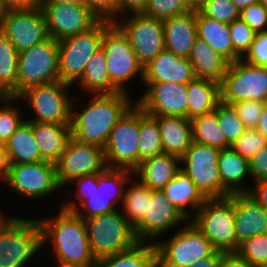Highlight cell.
I'll list each match as a JSON object with an SVG mask.
<instances>
[{
  "label": "cell",
  "instance_id": "8fae6325",
  "mask_svg": "<svg viewBox=\"0 0 267 267\" xmlns=\"http://www.w3.org/2000/svg\"><path fill=\"white\" fill-rule=\"evenodd\" d=\"M59 81L58 41L49 37L18 56L17 97L26 89Z\"/></svg>",
  "mask_w": 267,
  "mask_h": 267
},
{
  "label": "cell",
  "instance_id": "7c38bea8",
  "mask_svg": "<svg viewBox=\"0 0 267 267\" xmlns=\"http://www.w3.org/2000/svg\"><path fill=\"white\" fill-rule=\"evenodd\" d=\"M101 48L108 64L110 83L119 92L129 94L126 85L137 75L143 82L144 68L139 63L128 37L115 23L105 30Z\"/></svg>",
  "mask_w": 267,
  "mask_h": 267
},
{
  "label": "cell",
  "instance_id": "277c9868",
  "mask_svg": "<svg viewBox=\"0 0 267 267\" xmlns=\"http://www.w3.org/2000/svg\"><path fill=\"white\" fill-rule=\"evenodd\" d=\"M42 248V229L38 219H21L5 214L0 220V267H26Z\"/></svg>",
  "mask_w": 267,
  "mask_h": 267
},
{
  "label": "cell",
  "instance_id": "e575fe53",
  "mask_svg": "<svg viewBox=\"0 0 267 267\" xmlns=\"http://www.w3.org/2000/svg\"><path fill=\"white\" fill-rule=\"evenodd\" d=\"M156 248L153 242H138L128 250L103 256L96 267H156Z\"/></svg>",
  "mask_w": 267,
  "mask_h": 267
},
{
  "label": "cell",
  "instance_id": "b9f144b4",
  "mask_svg": "<svg viewBox=\"0 0 267 267\" xmlns=\"http://www.w3.org/2000/svg\"><path fill=\"white\" fill-rule=\"evenodd\" d=\"M188 11H191V9L185 0H148L141 14L163 21Z\"/></svg>",
  "mask_w": 267,
  "mask_h": 267
},
{
  "label": "cell",
  "instance_id": "74e56055",
  "mask_svg": "<svg viewBox=\"0 0 267 267\" xmlns=\"http://www.w3.org/2000/svg\"><path fill=\"white\" fill-rule=\"evenodd\" d=\"M139 165L146 159L164 153L157 115L140 108V133L138 140Z\"/></svg>",
  "mask_w": 267,
  "mask_h": 267
},
{
  "label": "cell",
  "instance_id": "ee69618b",
  "mask_svg": "<svg viewBox=\"0 0 267 267\" xmlns=\"http://www.w3.org/2000/svg\"><path fill=\"white\" fill-rule=\"evenodd\" d=\"M266 145L267 139L256 128H247L230 147L243 158L251 160Z\"/></svg>",
  "mask_w": 267,
  "mask_h": 267
},
{
  "label": "cell",
  "instance_id": "7402d4cb",
  "mask_svg": "<svg viewBox=\"0 0 267 267\" xmlns=\"http://www.w3.org/2000/svg\"><path fill=\"white\" fill-rule=\"evenodd\" d=\"M237 243L267 233V210L247 193H234Z\"/></svg>",
  "mask_w": 267,
  "mask_h": 267
},
{
  "label": "cell",
  "instance_id": "680465c9",
  "mask_svg": "<svg viewBox=\"0 0 267 267\" xmlns=\"http://www.w3.org/2000/svg\"><path fill=\"white\" fill-rule=\"evenodd\" d=\"M221 255L222 252L215 251L211 256L202 258L201 260H198L187 267H218Z\"/></svg>",
  "mask_w": 267,
  "mask_h": 267
},
{
  "label": "cell",
  "instance_id": "ac0fdd59",
  "mask_svg": "<svg viewBox=\"0 0 267 267\" xmlns=\"http://www.w3.org/2000/svg\"><path fill=\"white\" fill-rule=\"evenodd\" d=\"M0 32L19 53L49 38L43 11L38 6L6 10L0 19Z\"/></svg>",
  "mask_w": 267,
  "mask_h": 267
},
{
  "label": "cell",
  "instance_id": "1f68e13d",
  "mask_svg": "<svg viewBox=\"0 0 267 267\" xmlns=\"http://www.w3.org/2000/svg\"><path fill=\"white\" fill-rule=\"evenodd\" d=\"M187 118L214 111L221 101L220 84L201 78H194L187 84Z\"/></svg>",
  "mask_w": 267,
  "mask_h": 267
},
{
  "label": "cell",
  "instance_id": "5bb4252c",
  "mask_svg": "<svg viewBox=\"0 0 267 267\" xmlns=\"http://www.w3.org/2000/svg\"><path fill=\"white\" fill-rule=\"evenodd\" d=\"M221 101L236 103L255 100L267 103V67L238 59L231 62L220 84Z\"/></svg>",
  "mask_w": 267,
  "mask_h": 267
},
{
  "label": "cell",
  "instance_id": "4dcf8cb0",
  "mask_svg": "<svg viewBox=\"0 0 267 267\" xmlns=\"http://www.w3.org/2000/svg\"><path fill=\"white\" fill-rule=\"evenodd\" d=\"M217 166L222 185L231 193H247L249 186L243 187L246 176H251L249 160L243 158L231 147L220 151Z\"/></svg>",
  "mask_w": 267,
  "mask_h": 267
},
{
  "label": "cell",
  "instance_id": "db71d44e",
  "mask_svg": "<svg viewBox=\"0 0 267 267\" xmlns=\"http://www.w3.org/2000/svg\"><path fill=\"white\" fill-rule=\"evenodd\" d=\"M254 183L255 186L251 185L247 194L267 210V179Z\"/></svg>",
  "mask_w": 267,
  "mask_h": 267
},
{
  "label": "cell",
  "instance_id": "e0dca14e",
  "mask_svg": "<svg viewBox=\"0 0 267 267\" xmlns=\"http://www.w3.org/2000/svg\"><path fill=\"white\" fill-rule=\"evenodd\" d=\"M55 165L57 180L61 188L75 178L101 173L107 168L103 147L84 143L73 137Z\"/></svg>",
  "mask_w": 267,
  "mask_h": 267
},
{
  "label": "cell",
  "instance_id": "44dd1931",
  "mask_svg": "<svg viewBox=\"0 0 267 267\" xmlns=\"http://www.w3.org/2000/svg\"><path fill=\"white\" fill-rule=\"evenodd\" d=\"M41 10L48 35L56 41L85 32L99 20L87 6L53 4Z\"/></svg>",
  "mask_w": 267,
  "mask_h": 267
},
{
  "label": "cell",
  "instance_id": "8992f818",
  "mask_svg": "<svg viewBox=\"0 0 267 267\" xmlns=\"http://www.w3.org/2000/svg\"><path fill=\"white\" fill-rule=\"evenodd\" d=\"M110 20L99 19L91 28L80 34L58 41L59 80L74 85L81 78L92 55L101 48Z\"/></svg>",
  "mask_w": 267,
  "mask_h": 267
},
{
  "label": "cell",
  "instance_id": "03108f58",
  "mask_svg": "<svg viewBox=\"0 0 267 267\" xmlns=\"http://www.w3.org/2000/svg\"><path fill=\"white\" fill-rule=\"evenodd\" d=\"M5 12H6V10H5L3 4H2L1 1H0V19H1L2 15H3Z\"/></svg>",
  "mask_w": 267,
  "mask_h": 267
},
{
  "label": "cell",
  "instance_id": "ab89813d",
  "mask_svg": "<svg viewBox=\"0 0 267 267\" xmlns=\"http://www.w3.org/2000/svg\"><path fill=\"white\" fill-rule=\"evenodd\" d=\"M17 101V97L0 96V103L3 104L0 106V143L5 144L25 120L21 109L18 110V107L13 105V102Z\"/></svg>",
  "mask_w": 267,
  "mask_h": 267
},
{
  "label": "cell",
  "instance_id": "7bdbcfd3",
  "mask_svg": "<svg viewBox=\"0 0 267 267\" xmlns=\"http://www.w3.org/2000/svg\"><path fill=\"white\" fill-rule=\"evenodd\" d=\"M236 253L251 266L267 262V233L246 239L239 244Z\"/></svg>",
  "mask_w": 267,
  "mask_h": 267
},
{
  "label": "cell",
  "instance_id": "7dc6e473",
  "mask_svg": "<svg viewBox=\"0 0 267 267\" xmlns=\"http://www.w3.org/2000/svg\"><path fill=\"white\" fill-rule=\"evenodd\" d=\"M233 106L238 117L242 120L246 128H256L259 118L263 112L266 102L255 100L239 101L236 103H228Z\"/></svg>",
  "mask_w": 267,
  "mask_h": 267
},
{
  "label": "cell",
  "instance_id": "003e7915",
  "mask_svg": "<svg viewBox=\"0 0 267 267\" xmlns=\"http://www.w3.org/2000/svg\"><path fill=\"white\" fill-rule=\"evenodd\" d=\"M252 267H267V262L258 263V264L253 265Z\"/></svg>",
  "mask_w": 267,
  "mask_h": 267
},
{
  "label": "cell",
  "instance_id": "9f6ffc18",
  "mask_svg": "<svg viewBox=\"0 0 267 267\" xmlns=\"http://www.w3.org/2000/svg\"><path fill=\"white\" fill-rule=\"evenodd\" d=\"M10 167L11 162L7 148L4 143H0V181L6 180Z\"/></svg>",
  "mask_w": 267,
  "mask_h": 267
},
{
  "label": "cell",
  "instance_id": "11a10c76",
  "mask_svg": "<svg viewBox=\"0 0 267 267\" xmlns=\"http://www.w3.org/2000/svg\"><path fill=\"white\" fill-rule=\"evenodd\" d=\"M218 267H252L244 258L237 253H222Z\"/></svg>",
  "mask_w": 267,
  "mask_h": 267
},
{
  "label": "cell",
  "instance_id": "e7e4bbea",
  "mask_svg": "<svg viewBox=\"0 0 267 267\" xmlns=\"http://www.w3.org/2000/svg\"><path fill=\"white\" fill-rule=\"evenodd\" d=\"M56 266L54 267H78V266H75V265H70V264H64V263H60V262H56Z\"/></svg>",
  "mask_w": 267,
  "mask_h": 267
},
{
  "label": "cell",
  "instance_id": "9c48e42d",
  "mask_svg": "<svg viewBox=\"0 0 267 267\" xmlns=\"http://www.w3.org/2000/svg\"><path fill=\"white\" fill-rule=\"evenodd\" d=\"M72 85L56 81L24 90L17 98L31 107L34 116L29 122L71 124L72 99L68 88Z\"/></svg>",
  "mask_w": 267,
  "mask_h": 267
},
{
  "label": "cell",
  "instance_id": "f6af8a7d",
  "mask_svg": "<svg viewBox=\"0 0 267 267\" xmlns=\"http://www.w3.org/2000/svg\"><path fill=\"white\" fill-rule=\"evenodd\" d=\"M199 11L208 18L227 24L240 18L239 9L230 0H209Z\"/></svg>",
  "mask_w": 267,
  "mask_h": 267
},
{
  "label": "cell",
  "instance_id": "d4e9b609",
  "mask_svg": "<svg viewBox=\"0 0 267 267\" xmlns=\"http://www.w3.org/2000/svg\"><path fill=\"white\" fill-rule=\"evenodd\" d=\"M188 59L196 78L207 79L219 84H221L231 63L199 37L195 39Z\"/></svg>",
  "mask_w": 267,
  "mask_h": 267
},
{
  "label": "cell",
  "instance_id": "91938a15",
  "mask_svg": "<svg viewBox=\"0 0 267 267\" xmlns=\"http://www.w3.org/2000/svg\"><path fill=\"white\" fill-rule=\"evenodd\" d=\"M53 4H73V5L86 6V0H38L37 2V6L39 8Z\"/></svg>",
  "mask_w": 267,
  "mask_h": 267
},
{
  "label": "cell",
  "instance_id": "ffe728a7",
  "mask_svg": "<svg viewBox=\"0 0 267 267\" xmlns=\"http://www.w3.org/2000/svg\"><path fill=\"white\" fill-rule=\"evenodd\" d=\"M146 85L136 104L145 112L157 116L187 118V84L176 82H142Z\"/></svg>",
  "mask_w": 267,
  "mask_h": 267
},
{
  "label": "cell",
  "instance_id": "5b68a950",
  "mask_svg": "<svg viewBox=\"0 0 267 267\" xmlns=\"http://www.w3.org/2000/svg\"><path fill=\"white\" fill-rule=\"evenodd\" d=\"M234 220V194L207 198L191 219L213 248L222 253H236L238 250Z\"/></svg>",
  "mask_w": 267,
  "mask_h": 267
},
{
  "label": "cell",
  "instance_id": "6f0895ef",
  "mask_svg": "<svg viewBox=\"0 0 267 267\" xmlns=\"http://www.w3.org/2000/svg\"><path fill=\"white\" fill-rule=\"evenodd\" d=\"M5 10L29 9L37 6L38 0H0Z\"/></svg>",
  "mask_w": 267,
  "mask_h": 267
},
{
  "label": "cell",
  "instance_id": "52a82bcc",
  "mask_svg": "<svg viewBox=\"0 0 267 267\" xmlns=\"http://www.w3.org/2000/svg\"><path fill=\"white\" fill-rule=\"evenodd\" d=\"M84 221L91 251L97 260L128 250L139 242L134 227L120 209Z\"/></svg>",
  "mask_w": 267,
  "mask_h": 267
},
{
  "label": "cell",
  "instance_id": "681fc988",
  "mask_svg": "<svg viewBox=\"0 0 267 267\" xmlns=\"http://www.w3.org/2000/svg\"><path fill=\"white\" fill-rule=\"evenodd\" d=\"M241 59L255 66L267 67V31L256 33L250 49Z\"/></svg>",
  "mask_w": 267,
  "mask_h": 267
},
{
  "label": "cell",
  "instance_id": "484cf974",
  "mask_svg": "<svg viewBox=\"0 0 267 267\" xmlns=\"http://www.w3.org/2000/svg\"><path fill=\"white\" fill-rule=\"evenodd\" d=\"M162 191L189 221L207 199L183 170H180Z\"/></svg>",
  "mask_w": 267,
  "mask_h": 267
},
{
  "label": "cell",
  "instance_id": "603a6c76",
  "mask_svg": "<svg viewBox=\"0 0 267 267\" xmlns=\"http://www.w3.org/2000/svg\"><path fill=\"white\" fill-rule=\"evenodd\" d=\"M195 78L188 58L168 50L161 51L146 67L143 82H176L188 84Z\"/></svg>",
  "mask_w": 267,
  "mask_h": 267
},
{
  "label": "cell",
  "instance_id": "836d02e7",
  "mask_svg": "<svg viewBox=\"0 0 267 267\" xmlns=\"http://www.w3.org/2000/svg\"><path fill=\"white\" fill-rule=\"evenodd\" d=\"M11 164L36 163L44 161L33 133V122L24 120L6 141Z\"/></svg>",
  "mask_w": 267,
  "mask_h": 267
},
{
  "label": "cell",
  "instance_id": "ba28073f",
  "mask_svg": "<svg viewBox=\"0 0 267 267\" xmlns=\"http://www.w3.org/2000/svg\"><path fill=\"white\" fill-rule=\"evenodd\" d=\"M153 243L156 248L157 267H187L216 251L191 220L168 240Z\"/></svg>",
  "mask_w": 267,
  "mask_h": 267
},
{
  "label": "cell",
  "instance_id": "d590c367",
  "mask_svg": "<svg viewBox=\"0 0 267 267\" xmlns=\"http://www.w3.org/2000/svg\"><path fill=\"white\" fill-rule=\"evenodd\" d=\"M19 52L0 32V96L17 97Z\"/></svg>",
  "mask_w": 267,
  "mask_h": 267
},
{
  "label": "cell",
  "instance_id": "3957f363",
  "mask_svg": "<svg viewBox=\"0 0 267 267\" xmlns=\"http://www.w3.org/2000/svg\"><path fill=\"white\" fill-rule=\"evenodd\" d=\"M42 229L43 247L51 241L52 253L57 262L78 267H96L87 237L84 219L74 212L59 209L55 216L38 219Z\"/></svg>",
  "mask_w": 267,
  "mask_h": 267
},
{
  "label": "cell",
  "instance_id": "2e32d148",
  "mask_svg": "<svg viewBox=\"0 0 267 267\" xmlns=\"http://www.w3.org/2000/svg\"><path fill=\"white\" fill-rule=\"evenodd\" d=\"M122 18L117 19L114 23L128 37L139 63L144 68L161 51L165 50L162 20L142 14H130Z\"/></svg>",
  "mask_w": 267,
  "mask_h": 267
},
{
  "label": "cell",
  "instance_id": "83f0119b",
  "mask_svg": "<svg viewBox=\"0 0 267 267\" xmlns=\"http://www.w3.org/2000/svg\"><path fill=\"white\" fill-rule=\"evenodd\" d=\"M164 153L181 158L192 143L190 119L178 116H157Z\"/></svg>",
  "mask_w": 267,
  "mask_h": 267
},
{
  "label": "cell",
  "instance_id": "8d00e7d4",
  "mask_svg": "<svg viewBox=\"0 0 267 267\" xmlns=\"http://www.w3.org/2000/svg\"><path fill=\"white\" fill-rule=\"evenodd\" d=\"M190 121L192 125V140L194 142L221 150L230 148L231 145L226 141L215 111L194 117Z\"/></svg>",
  "mask_w": 267,
  "mask_h": 267
},
{
  "label": "cell",
  "instance_id": "60d3db41",
  "mask_svg": "<svg viewBox=\"0 0 267 267\" xmlns=\"http://www.w3.org/2000/svg\"><path fill=\"white\" fill-rule=\"evenodd\" d=\"M226 141L233 144L247 129L231 104L220 101L214 110Z\"/></svg>",
  "mask_w": 267,
  "mask_h": 267
},
{
  "label": "cell",
  "instance_id": "89a4df30",
  "mask_svg": "<svg viewBox=\"0 0 267 267\" xmlns=\"http://www.w3.org/2000/svg\"><path fill=\"white\" fill-rule=\"evenodd\" d=\"M4 214H5V213H3V212L1 211V209H0V220L5 216Z\"/></svg>",
  "mask_w": 267,
  "mask_h": 267
},
{
  "label": "cell",
  "instance_id": "7a4b0ae2",
  "mask_svg": "<svg viewBox=\"0 0 267 267\" xmlns=\"http://www.w3.org/2000/svg\"><path fill=\"white\" fill-rule=\"evenodd\" d=\"M90 100L80 111L74 107L72 101V137L104 147L110 131L136 102L124 92L92 95Z\"/></svg>",
  "mask_w": 267,
  "mask_h": 267
},
{
  "label": "cell",
  "instance_id": "6125c7cd",
  "mask_svg": "<svg viewBox=\"0 0 267 267\" xmlns=\"http://www.w3.org/2000/svg\"><path fill=\"white\" fill-rule=\"evenodd\" d=\"M238 9L239 11L243 10L244 8L258 3L259 0H230Z\"/></svg>",
  "mask_w": 267,
  "mask_h": 267
},
{
  "label": "cell",
  "instance_id": "f1b7e54d",
  "mask_svg": "<svg viewBox=\"0 0 267 267\" xmlns=\"http://www.w3.org/2000/svg\"><path fill=\"white\" fill-rule=\"evenodd\" d=\"M33 133L41 157L56 162L72 137L70 124L33 122Z\"/></svg>",
  "mask_w": 267,
  "mask_h": 267
},
{
  "label": "cell",
  "instance_id": "f907efd6",
  "mask_svg": "<svg viewBox=\"0 0 267 267\" xmlns=\"http://www.w3.org/2000/svg\"><path fill=\"white\" fill-rule=\"evenodd\" d=\"M86 6L98 19L113 23L118 19V0H86Z\"/></svg>",
  "mask_w": 267,
  "mask_h": 267
},
{
  "label": "cell",
  "instance_id": "816d5d0a",
  "mask_svg": "<svg viewBox=\"0 0 267 267\" xmlns=\"http://www.w3.org/2000/svg\"><path fill=\"white\" fill-rule=\"evenodd\" d=\"M249 165L254 182L267 179V145L249 160Z\"/></svg>",
  "mask_w": 267,
  "mask_h": 267
},
{
  "label": "cell",
  "instance_id": "6da1fadb",
  "mask_svg": "<svg viewBox=\"0 0 267 267\" xmlns=\"http://www.w3.org/2000/svg\"><path fill=\"white\" fill-rule=\"evenodd\" d=\"M134 175L131 170L106 168L101 173L75 178L69 184L76 185L77 199H64L61 208L84 220L116 211L120 208L118 202L122 203L127 183L129 185ZM76 200L79 202L76 203Z\"/></svg>",
  "mask_w": 267,
  "mask_h": 267
},
{
  "label": "cell",
  "instance_id": "a7ac6f4b",
  "mask_svg": "<svg viewBox=\"0 0 267 267\" xmlns=\"http://www.w3.org/2000/svg\"><path fill=\"white\" fill-rule=\"evenodd\" d=\"M259 2L267 8V0H259Z\"/></svg>",
  "mask_w": 267,
  "mask_h": 267
},
{
  "label": "cell",
  "instance_id": "d6986e66",
  "mask_svg": "<svg viewBox=\"0 0 267 267\" xmlns=\"http://www.w3.org/2000/svg\"><path fill=\"white\" fill-rule=\"evenodd\" d=\"M187 221L162 190H152L151 198H147V212L134 226V231L139 242L151 243L152 239L161 237L170 229L182 227Z\"/></svg>",
  "mask_w": 267,
  "mask_h": 267
},
{
  "label": "cell",
  "instance_id": "9a60e30c",
  "mask_svg": "<svg viewBox=\"0 0 267 267\" xmlns=\"http://www.w3.org/2000/svg\"><path fill=\"white\" fill-rule=\"evenodd\" d=\"M12 192L32 200L43 199L61 189L56 176V165L51 161L11 164L4 181Z\"/></svg>",
  "mask_w": 267,
  "mask_h": 267
},
{
  "label": "cell",
  "instance_id": "d6a6232c",
  "mask_svg": "<svg viewBox=\"0 0 267 267\" xmlns=\"http://www.w3.org/2000/svg\"><path fill=\"white\" fill-rule=\"evenodd\" d=\"M77 82L75 84H79L80 89L90 94V96L119 92L110 83L108 64L102 48L92 55Z\"/></svg>",
  "mask_w": 267,
  "mask_h": 267
},
{
  "label": "cell",
  "instance_id": "bcb514c9",
  "mask_svg": "<svg viewBox=\"0 0 267 267\" xmlns=\"http://www.w3.org/2000/svg\"><path fill=\"white\" fill-rule=\"evenodd\" d=\"M234 51L242 58L250 49L256 32L240 18L229 24Z\"/></svg>",
  "mask_w": 267,
  "mask_h": 267
},
{
  "label": "cell",
  "instance_id": "be15d7a7",
  "mask_svg": "<svg viewBox=\"0 0 267 267\" xmlns=\"http://www.w3.org/2000/svg\"><path fill=\"white\" fill-rule=\"evenodd\" d=\"M188 7L191 9V10H200L201 7L206 3L208 2L209 0H185Z\"/></svg>",
  "mask_w": 267,
  "mask_h": 267
},
{
  "label": "cell",
  "instance_id": "cb8c5ba5",
  "mask_svg": "<svg viewBox=\"0 0 267 267\" xmlns=\"http://www.w3.org/2000/svg\"><path fill=\"white\" fill-rule=\"evenodd\" d=\"M165 37V49L182 58H189L192 46L197 38L196 11L164 19L162 21Z\"/></svg>",
  "mask_w": 267,
  "mask_h": 267
},
{
  "label": "cell",
  "instance_id": "f546056e",
  "mask_svg": "<svg viewBox=\"0 0 267 267\" xmlns=\"http://www.w3.org/2000/svg\"><path fill=\"white\" fill-rule=\"evenodd\" d=\"M197 37L206 41L210 47L220 53L230 62H235L241 57L234 51L230 37L229 24L204 16L196 11Z\"/></svg>",
  "mask_w": 267,
  "mask_h": 267
},
{
  "label": "cell",
  "instance_id": "30bf717a",
  "mask_svg": "<svg viewBox=\"0 0 267 267\" xmlns=\"http://www.w3.org/2000/svg\"><path fill=\"white\" fill-rule=\"evenodd\" d=\"M140 107L135 103L110 131L105 144L107 168L135 171L139 167Z\"/></svg>",
  "mask_w": 267,
  "mask_h": 267
},
{
  "label": "cell",
  "instance_id": "c3c4849f",
  "mask_svg": "<svg viewBox=\"0 0 267 267\" xmlns=\"http://www.w3.org/2000/svg\"><path fill=\"white\" fill-rule=\"evenodd\" d=\"M240 19L257 32L267 31V8L260 2L240 11Z\"/></svg>",
  "mask_w": 267,
  "mask_h": 267
},
{
  "label": "cell",
  "instance_id": "f5cc1de1",
  "mask_svg": "<svg viewBox=\"0 0 267 267\" xmlns=\"http://www.w3.org/2000/svg\"><path fill=\"white\" fill-rule=\"evenodd\" d=\"M148 0H118V18L130 14H141Z\"/></svg>",
  "mask_w": 267,
  "mask_h": 267
},
{
  "label": "cell",
  "instance_id": "94428289",
  "mask_svg": "<svg viewBox=\"0 0 267 267\" xmlns=\"http://www.w3.org/2000/svg\"><path fill=\"white\" fill-rule=\"evenodd\" d=\"M256 129L267 139V104L265 105L263 112L259 118Z\"/></svg>",
  "mask_w": 267,
  "mask_h": 267
},
{
  "label": "cell",
  "instance_id": "4316f807",
  "mask_svg": "<svg viewBox=\"0 0 267 267\" xmlns=\"http://www.w3.org/2000/svg\"><path fill=\"white\" fill-rule=\"evenodd\" d=\"M181 158L160 154L141 162L135 176L151 190H162L181 170Z\"/></svg>",
  "mask_w": 267,
  "mask_h": 267
},
{
  "label": "cell",
  "instance_id": "f35d334b",
  "mask_svg": "<svg viewBox=\"0 0 267 267\" xmlns=\"http://www.w3.org/2000/svg\"><path fill=\"white\" fill-rule=\"evenodd\" d=\"M137 180H136V179ZM133 177L132 185L126 186L122 200L121 212L134 227L147 212V198H151L152 190L144 185L137 177ZM135 182V183H134Z\"/></svg>",
  "mask_w": 267,
  "mask_h": 267
},
{
  "label": "cell",
  "instance_id": "4fadbf2b",
  "mask_svg": "<svg viewBox=\"0 0 267 267\" xmlns=\"http://www.w3.org/2000/svg\"><path fill=\"white\" fill-rule=\"evenodd\" d=\"M220 151L219 148L192 141L181 157V170L206 198H224L231 195L221 182L217 166Z\"/></svg>",
  "mask_w": 267,
  "mask_h": 267
}]
</instances>
